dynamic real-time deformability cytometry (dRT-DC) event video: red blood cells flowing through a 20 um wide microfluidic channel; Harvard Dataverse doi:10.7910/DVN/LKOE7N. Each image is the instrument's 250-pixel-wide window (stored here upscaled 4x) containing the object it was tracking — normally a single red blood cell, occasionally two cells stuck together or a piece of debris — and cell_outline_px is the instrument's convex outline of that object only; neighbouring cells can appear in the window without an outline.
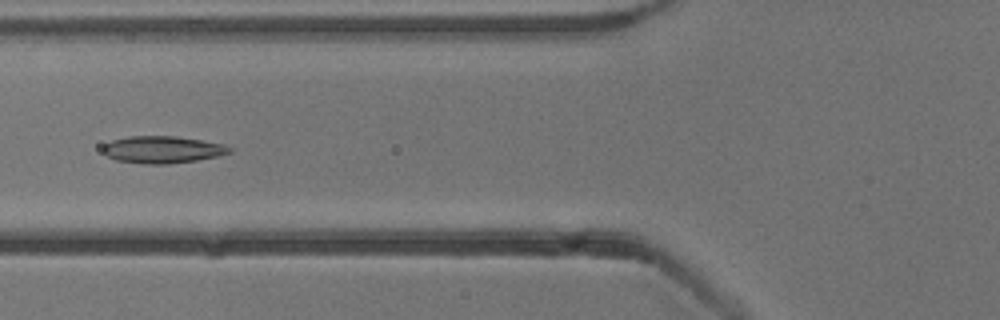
{"species": "common noctule bat (a hibernating species)", "species_latin": "Nyctalus noctula", "temperature_condition": "cold", "stored_images_in_passage": 53, "camera_frame_rate_fps": 3000, "um_per_image_px": 0.085, "animal": {"sex": "male", "body_mass_g": 13.3}, "frame": {"image": 1, "passage_image": 20, "time_ms": 6.333, "image_size_px": [1000, 320], "cell_outline_px": [[232, 152], [216, 156], [196, 160], [168, 164], [144, 164], [116, 160], [108, 156], [104, 152], [104, 144], [112, 140], [128, 136], [176, 136], [224, 144], [232, 148]], "centroid_in_image_um": [13.81, 12.71], "position_along_channel_um": 112.0, "area_um2": 19.88}}
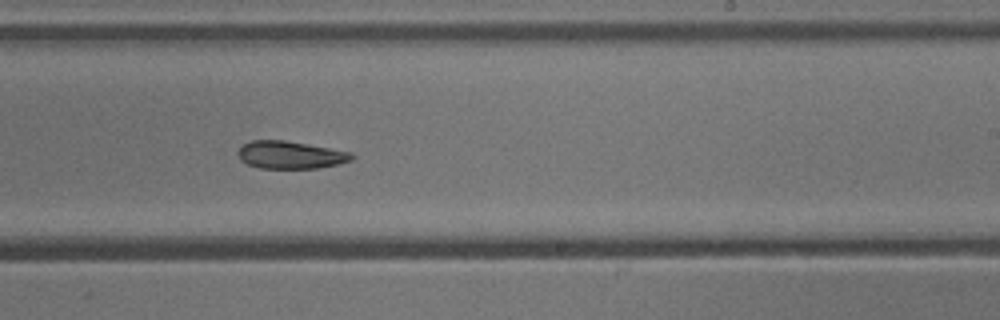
{"frame": {"image": 2, "passage_image": 32, "time_ms": 10.333, "image_size_px": [1000, 320], "cell_outline_px": [[356, 156], [352, 160], [320, 168], [260, 168], [248, 164], [240, 160], [236, 152], [244, 144], [252, 140], [284, 140], [352, 152]], "centroid_in_image_um": [24.68, 13.17], "position_along_channel_um": 264.3, "area_um2": 18.26}}
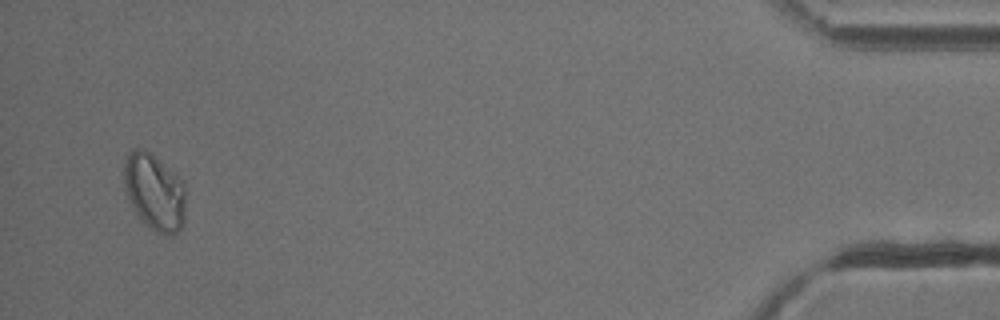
{"frame": {"image": 3, "passage_image": 51, "time_ms": 16.667, "image_size_px": [1000, 320], "cell_outline_px": [[184, 224], [172, 236], [164, 236], [156, 232], [132, 208], [124, 192], [124, 160], [128, 152], [132, 148], [140, 148], [148, 152], [176, 176], [184, 184]], "centroid_in_image_um": [13.09, 16.34], "position_along_channel_um": 422.1, "area_um2": 27.17}, "authors_computed_cell_mechanics": {"area_um2": 20.519, "velocity_mm_per_s": 3.8061, "shape_relaxation_time_tau1_ms": 4.4734, "shape_relaxation_time_tau2_ms": null, "deformation_change_tau1": 0.0941, "deformation_change_tau2": null}}